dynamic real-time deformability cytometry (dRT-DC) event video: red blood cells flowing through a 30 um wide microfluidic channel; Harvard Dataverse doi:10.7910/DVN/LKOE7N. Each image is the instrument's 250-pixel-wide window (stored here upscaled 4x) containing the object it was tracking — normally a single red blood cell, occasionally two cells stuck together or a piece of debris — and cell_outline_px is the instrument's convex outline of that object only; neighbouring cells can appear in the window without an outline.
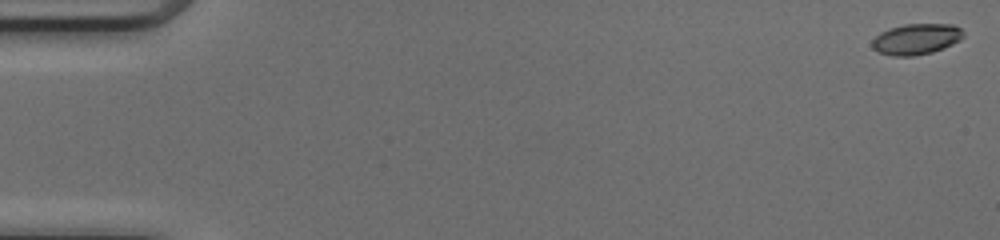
{"species": "common noctule bat (a hibernating species)", "species_latin": "Nyctalus noctula", "temperature_condition": "cold", "stored_images_in_passage": 50, "camera_frame_rate_fps": 3000, "um_per_image_px": 0.085, "animal": {"sex": "female", "body_mass_g": 17.0, "forearm_length_mm": 48.0}, "frame": {"image": 1, "passage_image": 1, "time_ms": 0.0, "image_size_px": [1000, 240], "cell_outline_px": [[964, 36], [960, 40], [944, 48], [932, 52], [912, 56], [892, 56], [880, 52], [872, 48], [872, 40], [880, 32], [888, 28], [904, 24], [952, 24], [960, 28], [964, 32]], "centroid_in_image_um": [77.88, 3.31], "position_along_channel_um": 7.1, "area_um2": 16.47}}
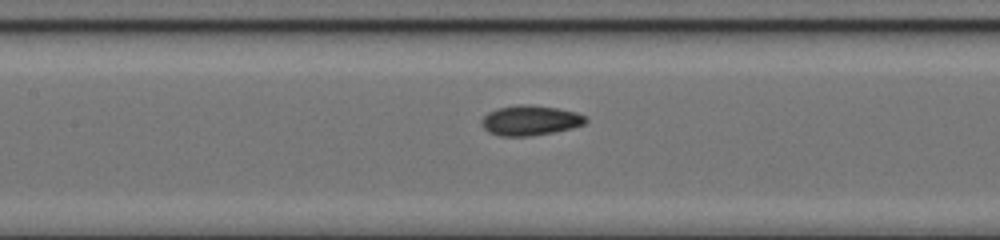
{"frame": {"image": 2, "passage_image": 24, "time_ms": 7.667, "image_size_px": [1000, 240], "cell_outline_px": [[588, 120], [584, 124], [572, 128], [552, 132], [528, 136], [500, 136], [488, 132], [480, 124], [480, 120], [488, 112], [496, 108], [520, 104], [524, 104], [556, 108], [576, 112], [584, 116]], "centroid_in_image_um": [45.02, 10.23], "position_along_channel_um": 162.4, "area_um2": 18.15}}
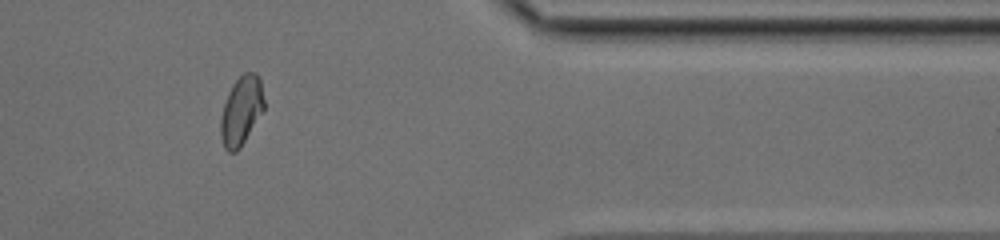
{"frame": {"image": 3, "passage_image": 42, "time_ms": 13.667, "image_size_px": [1000, 240], "cell_outline_px": [[264, 108], [240, 148], [236, 152], [228, 152], [224, 148], [220, 136], [220, 116], [228, 92], [232, 84], [244, 72], [256, 72], [260, 80], [264, 100]], "centroid_in_image_um": [20.48, 9.41], "position_along_channel_um": 390.9, "area_um2": 17.4}, "authors_computed_cell_mechanics": {"area_um2": 17.2822, "velocity_mm_per_s": 4.1779, "shape_relaxation_time_tau1_ms": 3.7078, "shape_relaxation_time_tau2_ms": 1.3465, "deformation_change_tau1": 0.1504, "deformation_change_tau2": 0.0596}}